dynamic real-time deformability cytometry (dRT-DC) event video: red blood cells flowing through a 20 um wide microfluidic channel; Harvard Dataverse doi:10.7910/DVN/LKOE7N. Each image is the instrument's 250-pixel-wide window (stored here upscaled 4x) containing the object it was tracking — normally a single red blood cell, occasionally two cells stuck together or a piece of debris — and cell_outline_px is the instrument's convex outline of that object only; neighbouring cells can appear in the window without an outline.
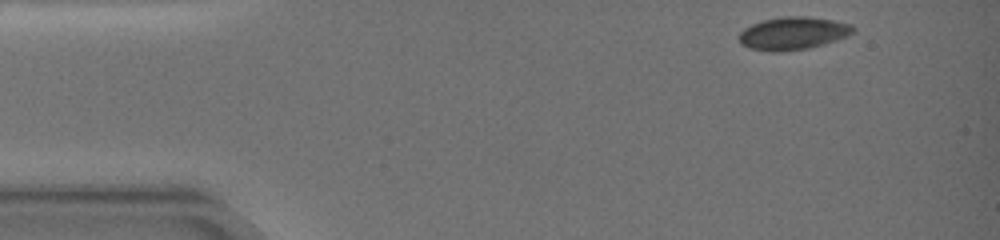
{"species": "common noctule bat (a hibernating species)", "species_latin": "Nyctalus noctula", "temperature_condition": "warm", "stored_images_in_passage": 34, "camera_frame_rate_fps": 3000, "um_per_image_px": 0.085, "animal": {"sex": "female", "body_mass_g": 19.0, "forearm_length_mm": 51.5}, "frame": {"image": 1, "passage_image": 1, "time_ms": 0.0, "image_size_px": [1000, 240], "cell_outline_px": [[856, 32], [848, 36], [824, 44], [808, 48], [784, 52], [768, 52], [748, 48], [740, 44], [740, 32], [744, 28], [752, 24], [764, 20], [784, 16], [804, 16], [832, 20], [852, 24], [856, 28]], "centroid_in_image_um": [67.42, 2.84], "position_along_channel_um": 17.6, "area_um2": 22.02}}
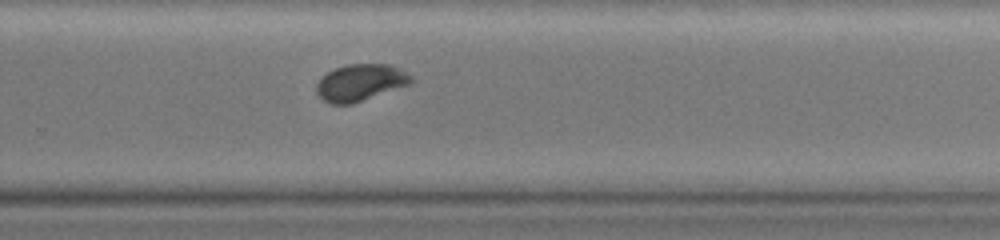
{"frame": {"image": 2, "passage_image": 24, "time_ms": 11.0, "image_size_px": [1000, 240], "cell_outline_px": [[416, 80], [408, 84], [352, 104], [332, 104], [324, 100], [316, 92], [316, 84], [328, 72], [336, 68], [348, 64], [392, 64], [400, 68], [412, 76]], "centroid_in_image_um": [30.65, 7.0], "position_along_channel_um": 299.1, "area_um2": 20.06}}
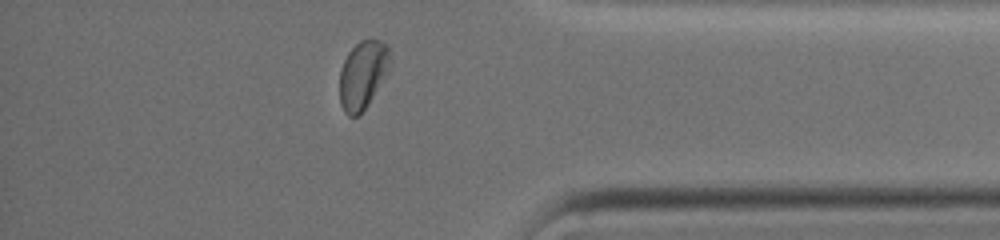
{"frame": {"image": 3, "passage_image": 32, "time_ms": 14.333, "image_size_px": [1000, 240], "cell_outline_px": [[392, 68], [360, 116], [348, 116], [344, 112], [340, 104], [340, 68], [348, 52], [360, 40], [380, 40], [388, 44], [392, 52]], "centroid_in_image_um": [30.89, 6.34], "position_along_channel_um": 404.3, "area_um2": 20.69}, "authors_computed_cell_mechanics": {"area_um2": 21.5594, "velocity_mm_per_s": 3.4037, "shape_relaxation_time_tau1_ms": 5.6763, "shape_relaxation_time_tau2_ms": null, "deformation_change_tau1": 0.1408, "deformation_change_tau2": null}}